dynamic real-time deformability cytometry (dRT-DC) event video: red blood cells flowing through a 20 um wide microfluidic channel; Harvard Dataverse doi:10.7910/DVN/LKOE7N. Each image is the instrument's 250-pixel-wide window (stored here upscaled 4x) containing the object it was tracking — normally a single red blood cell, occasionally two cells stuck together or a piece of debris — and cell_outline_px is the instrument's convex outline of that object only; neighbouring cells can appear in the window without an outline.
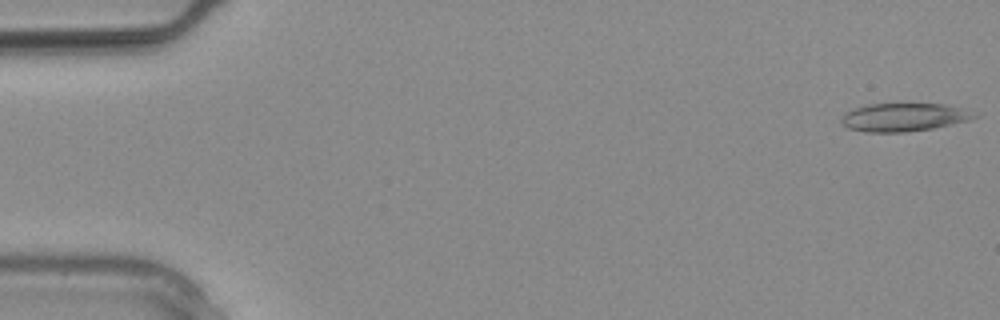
{"species": "common noctule bat (a hibernating species)", "species_latin": "Nyctalus noctula", "temperature_condition": "warm", "stored_images_in_passage": 14, "camera_frame_rate_fps": 3000, "um_per_image_px": 0.085, "animal": {"sex": "male", "body_mass_g": 20.4}, "frame": {"image": 1, "passage_image": 1, "time_ms": 0.0, "image_size_px": [1000, 320], "cell_outline_px": [[980, 116], [968, 120], [932, 128], [908, 132], [864, 132], [848, 128], [840, 120], [844, 112], [852, 108], [868, 104], [944, 104], [960, 108]], "centroid_in_image_um": [76.75, 9.96], "position_along_channel_um": 8.2, "area_um2": 21.68}}
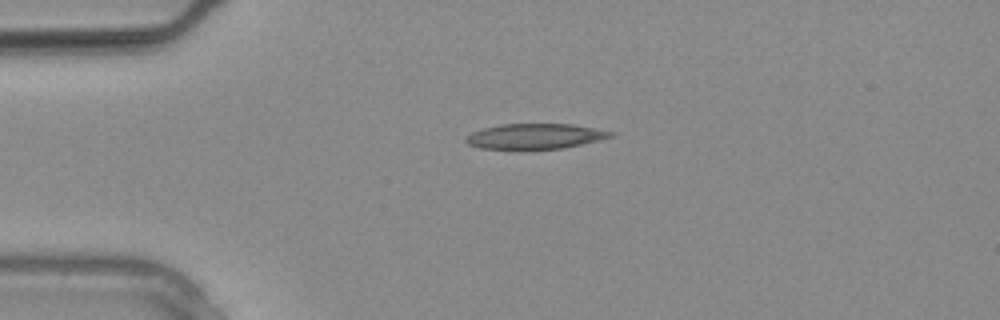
{"frame": {"image": 2, "passage_image": 7, "time_ms": 2.0, "image_size_px": [1000, 320], "cell_outline_px": [[616, 136], [600, 140], [560, 148], [480, 148], [468, 144], [464, 140], [464, 136], [472, 132], [484, 128], [500, 124], [572, 124], [596, 128], [616, 132]], "centroid_in_image_um": [45.51, 11.56], "position_along_channel_um": 39.5, "area_um2": 21.15}}
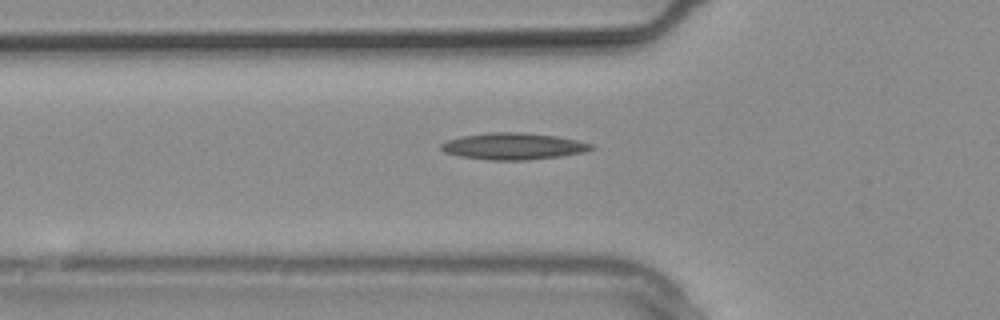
{"frame": {"image": 3, "passage_image": 10, "time_ms": 3.0, "image_size_px": [1000, 320], "cell_outline_px": [[596, 148], [584, 152], [560, 156], [528, 160], [488, 160], [460, 156], [444, 152], [440, 148], [440, 144], [448, 140], [464, 136], [488, 132], [524, 132], [556, 136], [576, 140], [592, 144]], "centroid_in_image_um": [43.64, 12.43], "position_along_channel_um": 82.2, "area_um2": 23.29}}